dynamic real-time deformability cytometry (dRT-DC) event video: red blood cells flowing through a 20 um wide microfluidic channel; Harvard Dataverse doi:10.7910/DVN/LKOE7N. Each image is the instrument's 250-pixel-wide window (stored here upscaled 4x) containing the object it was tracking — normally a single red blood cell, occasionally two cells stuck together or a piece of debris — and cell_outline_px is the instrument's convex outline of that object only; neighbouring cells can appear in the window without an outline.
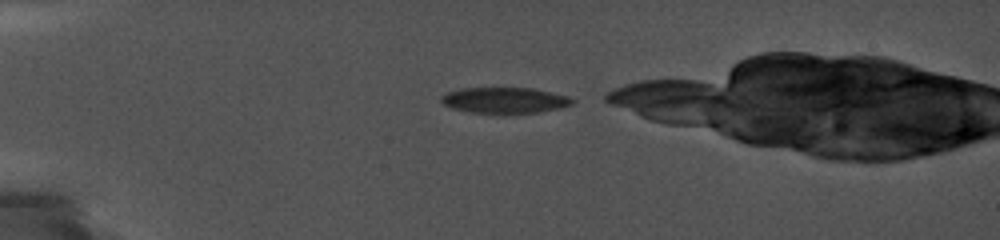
{"species": "common noctule bat (a hibernating species)", "species_latin": "Nyctalus noctula", "temperature_condition": "cold", "stored_images_in_passage": 10, "camera_frame_rate_fps": 5000, "um_per_image_px": 0.085, "animal": {"sex": "female", "body_mass_g": 19.0, "forearm_length_mm": 56.7}, "frame": {"image": 1, "passage_image": 1, "time_ms": 0.0, "image_size_px": [1000, 240], "cell_outline_px": [[576, 100], [572, 104], [556, 108], [536, 112], [500, 116], [472, 112], [452, 108], [444, 104], [440, 100], [440, 96], [448, 92], [460, 88], [532, 88], [568, 96]], "centroid_in_image_um": [42.86, 8.55], "position_along_channel_um": 42.1, "area_um2": 20.17}}